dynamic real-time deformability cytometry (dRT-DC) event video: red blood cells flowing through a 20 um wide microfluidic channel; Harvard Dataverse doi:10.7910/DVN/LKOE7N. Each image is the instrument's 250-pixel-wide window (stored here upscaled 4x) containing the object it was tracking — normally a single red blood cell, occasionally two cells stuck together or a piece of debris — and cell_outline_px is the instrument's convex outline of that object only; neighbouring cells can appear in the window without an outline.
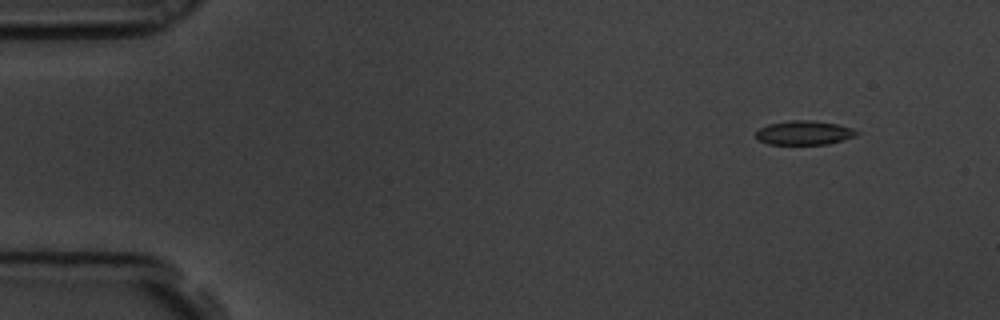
{"species": "common noctule bat (a hibernating species)", "species_latin": "Nyctalus noctula", "temperature_condition": "room temperature", "stored_images_in_passage": 5, "camera_frame_rate_fps": 3000, "um_per_image_px": 0.085, "animal": {"sex": "male", "body_mass_g": 19.5, "forearm_length_mm": 54.6}, "frame": {"image": 1, "passage_image": 2, "time_ms": 0.333, "image_size_px": [1000, 320], "cell_outline_px": [[860, 132], [856, 136], [844, 140], [828, 144], [768, 144], [756, 140], [756, 132], [760, 128], [768, 124], [792, 120], [812, 120], [836, 124], [852, 128]], "centroid_in_image_um": [68.35, 11.29], "position_along_channel_um": 16.6, "area_um2": 14.22}}